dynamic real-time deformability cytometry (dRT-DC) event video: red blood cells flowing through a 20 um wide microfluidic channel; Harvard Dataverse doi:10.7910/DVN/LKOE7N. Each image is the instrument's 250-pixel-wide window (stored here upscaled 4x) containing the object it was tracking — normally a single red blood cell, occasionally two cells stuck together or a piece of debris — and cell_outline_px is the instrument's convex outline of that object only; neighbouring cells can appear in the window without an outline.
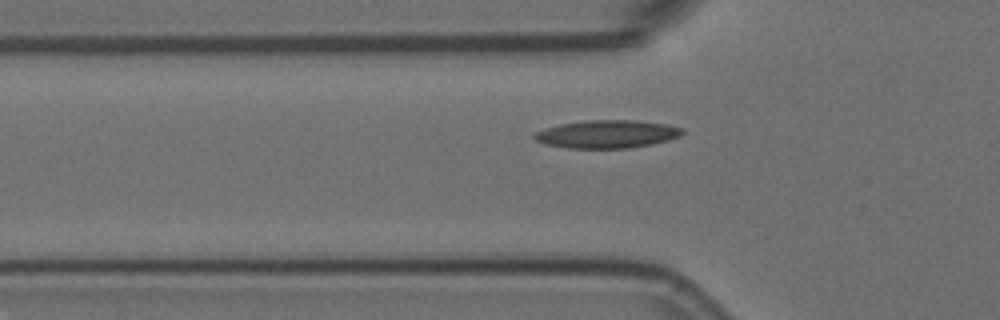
{"species": "Egyptian fruit bat (a non-hibernating species)", "species_latin": "Rousettus aegyptiacus", "temperature_condition": "room temperature", "stored_images_in_passage": 5, "camera_frame_rate_fps": 3000, "um_per_image_px": 0.085, "animal": {"sex": "female"}, "frame": {"image": 1, "passage_image": 5, "time_ms": 1.333, "image_size_px": [1000, 320], "cell_outline_px": [[684, 132], [680, 136], [668, 140], [652, 144], [628, 148], [568, 148], [544, 144], [536, 140], [532, 136], [536, 132], [544, 128], [560, 124], [588, 120], [636, 120], [668, 124], [684, 128]], "centroid_in_image_um": [51.62, 11.39], "position_along_channel_um": 74.2, "area_um2": 24.22}}